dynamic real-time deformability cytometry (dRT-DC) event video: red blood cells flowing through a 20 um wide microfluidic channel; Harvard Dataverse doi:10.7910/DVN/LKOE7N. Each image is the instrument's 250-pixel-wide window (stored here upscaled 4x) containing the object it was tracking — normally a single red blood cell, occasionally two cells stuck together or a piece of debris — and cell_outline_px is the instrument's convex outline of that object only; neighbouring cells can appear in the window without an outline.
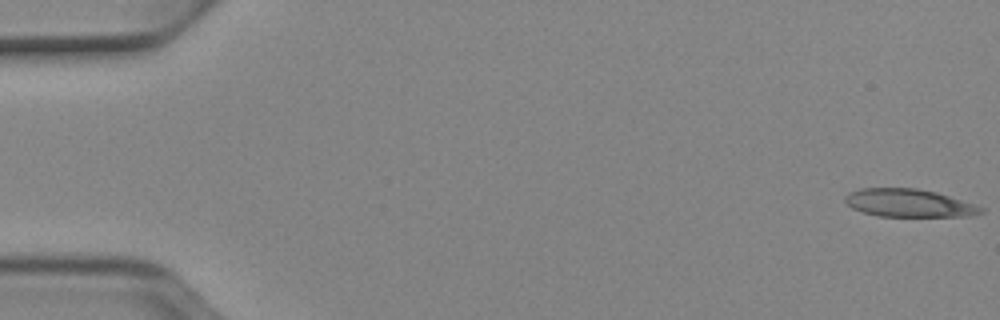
{"species": "Egyptian fruit bat (a non-hibernating species)", "species_latin": "Rousettus aegyptiacus", "temperature_condition": "cold", "stored_images_in_passage": 52, "camera_frame_rate_fps": 3000, "um_per_image_px": 0.085, "animal": {"sex": "female"}, "frame": {"image": 1, "passage_image": 1, "time_ms": 0.0, "image_size_px": [1000, 320], "cell_outline_px": [[984, 212], [972, 216], [880, 216], [864, 212], [852, 208], [844, 200], [844, 196], [848, 192], [860, 188], [916, 188], [936, 192], [984, 208]], "centroid_in_image_um": [77.22, 17.25], "position_along_channel_um": 7.8, "area_um2": 21.91}}
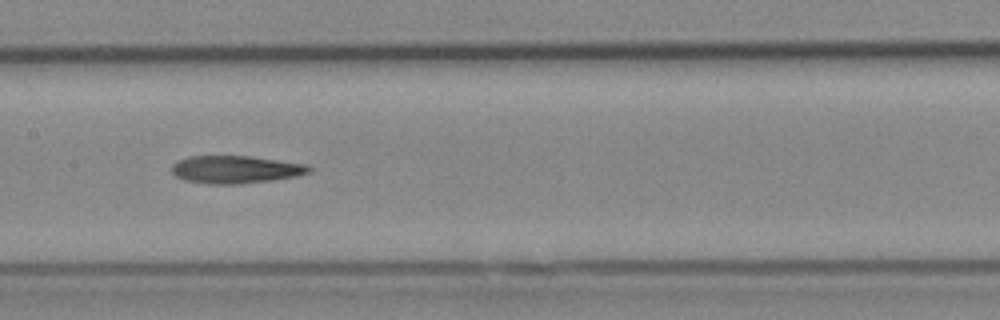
{"frame": {"image": 2, "passage_image": 26, "time_ms": 8.333, "image_size_px": [1000, 320], "cell_outline_px": [[312, 172], [296, 176], [272, 180], [236, 184], [204, 184], [184, 180], [176, 176], [172, 172], [172, 164], [176, 160], [188, 156], [252, 156], [308, 164], [312, 168]], "centroid_in_image_um": [20.02, 14.4], "position_along_channel_um": 187.4, "area_um2": 22.43}}
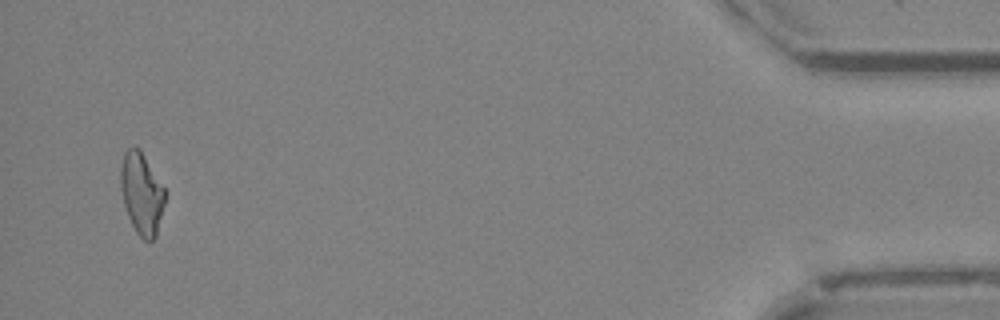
{"frame": {"image": 3, "passage_image": 50, "time_ms": 16.333, "image_size_px": [1000, 320], "cell_outline_px": [[168, 192], [156, 236], [152, 240], [144, 240], [136, 232], [128, 216], [124, 204], [120, 188], [120, 168], [124, 152], [128, 148], [140, 148]], "centroid_in_image_um": [12.06, 16.43], "position_along_channel_um": 423.1, "area_um2": 21.44}, "authors_computed_cell_mechanics": {"area_um2": 22.3397, "velocity_mm_per_s": 3.9393, "shape_relaxation_time_tau1_ms": 9.9064, "shape_relaxation_time_tau2_ms": 8.1933, "deformation_change_tau1": 0.2501, "deformation_change_tau2": 0.2422}}